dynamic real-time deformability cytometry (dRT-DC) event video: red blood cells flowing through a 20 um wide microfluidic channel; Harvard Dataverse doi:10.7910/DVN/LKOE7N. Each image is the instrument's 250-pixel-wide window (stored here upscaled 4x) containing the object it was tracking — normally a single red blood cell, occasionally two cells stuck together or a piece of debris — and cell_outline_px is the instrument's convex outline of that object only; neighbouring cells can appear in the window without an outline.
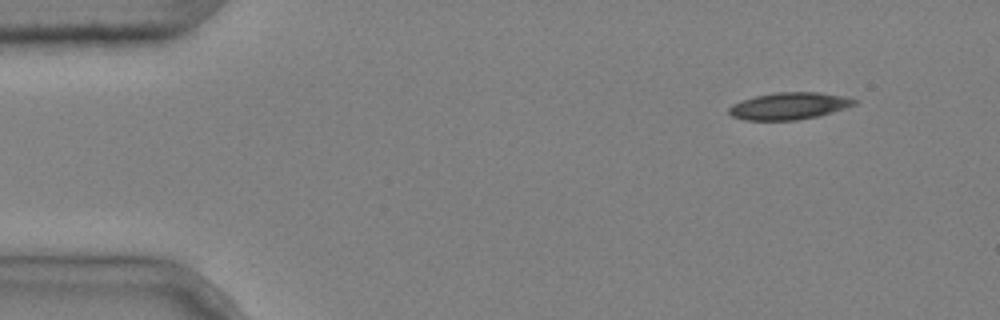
{"species": "common noctule bat (a hibernating species)", "species_latin": "Nyctalus noctula", "temperature_condition": "cold", "stored_images_in_passage": 8, "camera_frame_rate_fps": 3000, "um_per_image_px": 0.085, "animal": {"sex": "male", "body_mass_g": 20.4}, "frame": {"image": 1, "passage_image": 1, "time_ms": 0.0, "image_size_px": [1000, 320], "cell_outline_px": [[860, 100], [856, 104], [820, 116], [796, 120], [744, 120], [732, 116], [728, 112], [728, 108], [732, 104], [740, 100], [756, 96], [776, 92], [820, 92], [844, 96]], "centroid_in_image_um": [67.08, 9.0], "position_along_channel_um": 17.9, "area_um2": 19.88}}
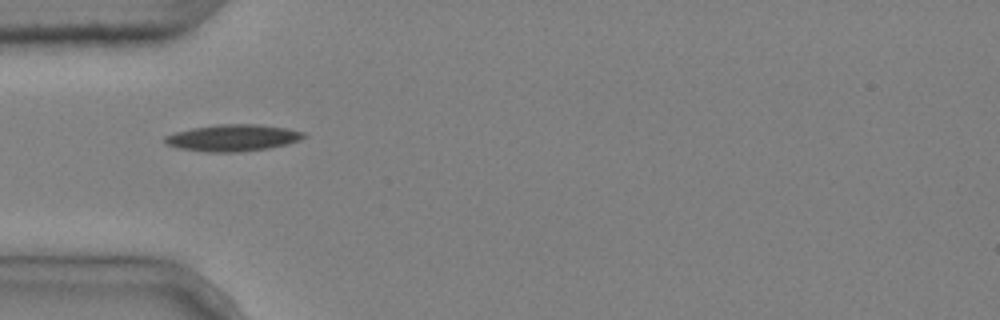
{"frame": {"image": 2, "passage_image": 4, "time_ms": 1.0, "image_size_px": [1000, 320], "cell_outline_px": [[308, 136], [300, 140], [288, 144], [268, 148], [236, 152], [208, 152], [180, 148], [164, 144], [164, 136], [176, 132], [192, 128], [220, 124], [256, 124], [288, 128], [304, 132]], "centroid_in_image_um": [19.81, 11.71], "position_along_channel_um": 65.2, "area_um2": 21.62}}
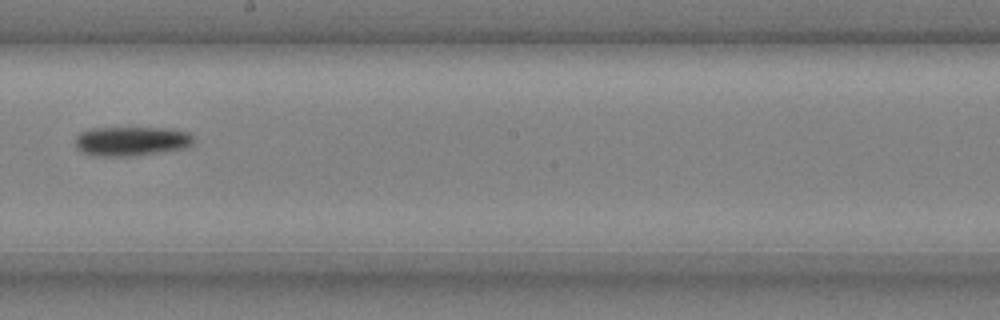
{"frame": {"image": 3, "passage_image": 8, "time_ms": 2.333, "image_size_px": [1000, 320], "cell_outline_px": [[196, 140], [188, 148], [140, 156], [92, 156], [80, 152], [76, 148], [76, 136], [80, 132], [88, 128], [164, 128], [188, 132]], "centroid_in_image_um": [11.17, 12.02], "position_along_channel_um": 237.0, "area_um2": 20.75}}